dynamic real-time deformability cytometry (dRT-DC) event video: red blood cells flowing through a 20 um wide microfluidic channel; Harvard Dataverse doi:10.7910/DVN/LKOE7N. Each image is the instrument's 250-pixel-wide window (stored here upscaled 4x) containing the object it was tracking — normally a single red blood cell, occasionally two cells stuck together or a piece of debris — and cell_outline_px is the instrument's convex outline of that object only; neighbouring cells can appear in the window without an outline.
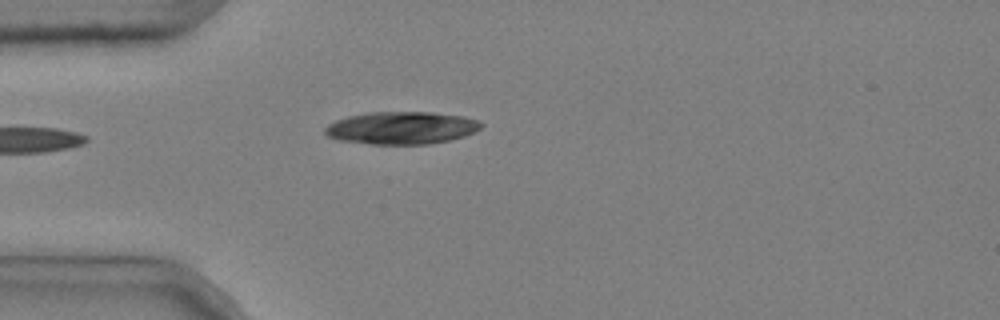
{"species": "common noctule bat (a hibernating species)", "species_latin": "Nyctalus noctula", "temperature_condition": "cold", "stored_images_in_passage": 34, "camera_frame_rate_fps": 3000, "um_per_image_px": 0.085, "animal": {"sex": "male", "body_mass_g": 20.4}, "frame": {"image": 1, "passage_image": 1, "time_ms": 0.0, "image_size_px": [1000, 320], "cell_outline_px": [[484, 124], [480, 128], [464, 136], [448, 140], [428, 144], [372, 144], [340, 140], [328, 136], [324, 132], [324, 128], [328, 124], [336, 120], [348, 116], [368, 112], [432, 112], [464, 116], [476, 120]], "centroid_in_image_um": [34.11, 10.86], "position_along_channel_um": 50.9, "area_um2": 29.48}}
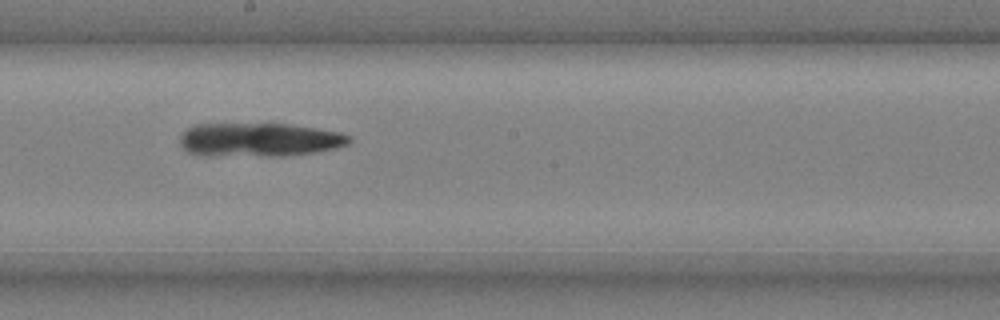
{"frame": {"image": 2, "passage_image": 16, "time_ms": 5.0, "image_size_px": [1000, 320], "cell_outline_px": [[352, 140], [348, 144], [336, 148], [312, 152], [284, 156], [196, 156], [188, 152], [180, 144], [180, 136], [188, 128], [196, 124], [288, 124], [316, 128], [340, 132], [352, 136]], "centroid_in_image_um": [22.02, 11.89], "position_along_channel_um": 226.2, "area_um2": 33.58}}
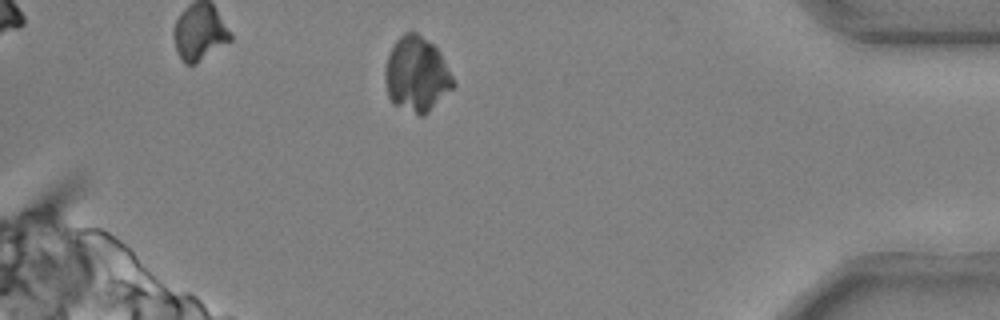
{"frame": {"image": 3, "passage_image": 33, "time_ms": 10.667, "image_size_px": [1000, 320], "cell_outline_px": [[456, 84], [424, 116], [420, 116], [392, 104], [388, 96], [384, 76], [384, 68], [388, 56], [396, 40], [404, 32], [416, 32], [432, 44], [440, 52]], "centroid_in_image_um": [35.39, 6.33], "position_along_channel_um": 399.8, "area_um2": 29.65}}